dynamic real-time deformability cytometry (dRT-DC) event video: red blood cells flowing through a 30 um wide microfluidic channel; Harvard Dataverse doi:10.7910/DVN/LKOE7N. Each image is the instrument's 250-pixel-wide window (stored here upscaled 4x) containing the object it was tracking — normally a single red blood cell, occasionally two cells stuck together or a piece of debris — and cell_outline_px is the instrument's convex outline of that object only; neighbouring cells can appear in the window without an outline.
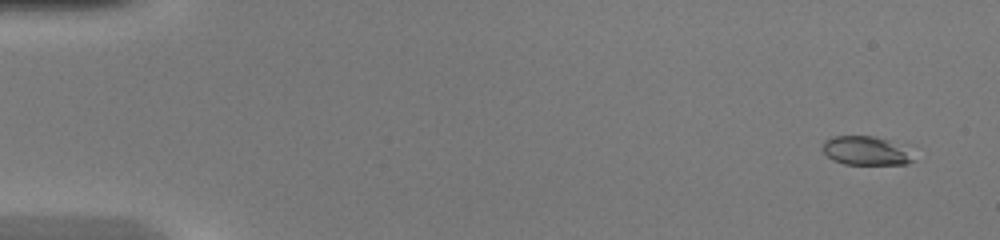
{"species": "common noctule bat (a hibernating species)", "species_latin": "Nyctalus noctula", "temperature_condition": "warm", "stored_images_in_passage": 49, "camera_frame_rate_fps": 3000, "um_per_image_px": 0.085, "animal": {"sex": "female", "body_mass_g": 20.0, "forearm_length_mm": 54.0}, "frame": {"image": 1, "passage_image": 3, "time_ms": 0.667, "image_size_px": [1000, 240], "cell_outline_px": [[916, 160], [908, 164], [844, 164], [832, 160], [824, 152], [824, 140], [832, 136], [872, 136], [888, 140]], "centroid_in_image_um": [73.5, 12.82], "position_along_channel_um": 11.5, "area_um2": 14.68}}
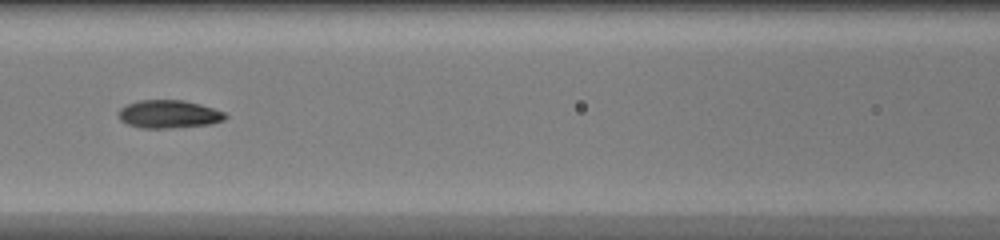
{"frame": {"image": 2, "passage_image": 23, "time_ms": 7.333, "image_size_px": [1000, 240], "cell_outline_px": [[228, 116], [224, 120], [208, 124], [168, 128], [140, 128], [128, 124], [120, 120], [116, 112], [120, 108], [128, 104], [140, 100], [184, 100], [200, 104], [224, 112]], "centroid_in_image_um": [14.31, 9.7], "position_along_channel_um": 152.3, "area_um2": 17.4}}
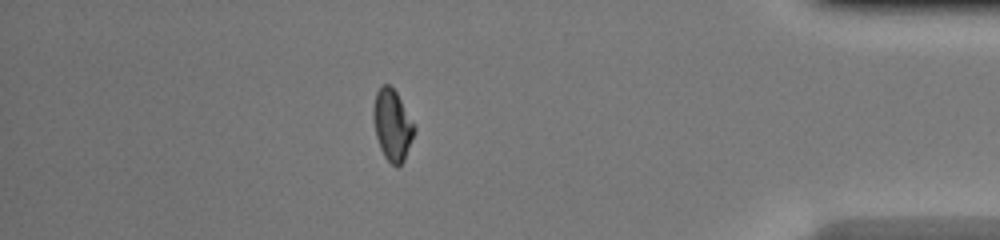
{"frame": {"image": 3, "passage_image": 43, "time_ms": 14.0, "image_size_px": [1000, 240], "cell_outline_px": [[416, 128], [404, 160], [396, 168], [384, 156], [380, 148], [376, 136], [372, 116], [372, 108], [376, 92], [380, 84], [388, 84], [396, 92]], "centroid_in_image_um": [33.32, 10.61], "position_along_channel_um": 401.9, "area_um2": 16.88}, "authors_computed_cell_mechanics": {"area_um2": 16.7042, "velocity_mm_per_s": 4.3168, "shape_relaxation_time_tau1_ms": 4.0233, "shape_relaxation_time_tau2_ms": 1.7479, "deformation_change_tau1": 0.1794, "deformation_change_tau2": 0.0608}}